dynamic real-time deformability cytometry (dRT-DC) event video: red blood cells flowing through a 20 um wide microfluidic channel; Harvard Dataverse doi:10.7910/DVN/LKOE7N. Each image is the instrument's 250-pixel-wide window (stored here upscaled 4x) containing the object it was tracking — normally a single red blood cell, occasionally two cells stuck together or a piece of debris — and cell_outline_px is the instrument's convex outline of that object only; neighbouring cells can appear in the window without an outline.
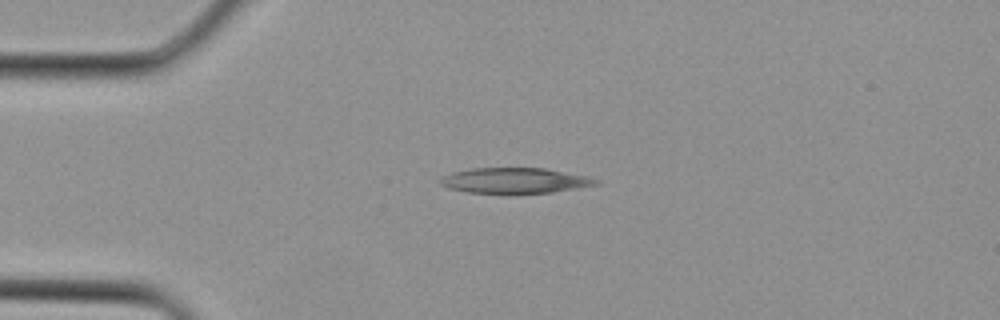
{"species": "Egyptian fruit bat (a non-hibernating species)", "species_latin": "Rousettus aegyptiacus", "temperature_condition": "cold", "stored_images_in_passage": 2, "camera_frame_rate_fps": 3000, "um_per_image_px": 0.085, "animal": {"sex": "female"}, "frame": {"image": 1, "passage_image": 2, "time_ms": 0.333, "image_size_px": [1000, 320], "cell_outline_px": [[600, 184], [552, 192], [512, 196], [504, 196], [468, 192], [448, 188], [440, 184], [440, 180], [444, 176], [452, 172], [472, 168], [544, 168], [584, 176], [600, 180]], "centroid_in_image_um": [43.72, 15.39], "position_along_channel_um": 41.3, "area_um2": 23.81}}